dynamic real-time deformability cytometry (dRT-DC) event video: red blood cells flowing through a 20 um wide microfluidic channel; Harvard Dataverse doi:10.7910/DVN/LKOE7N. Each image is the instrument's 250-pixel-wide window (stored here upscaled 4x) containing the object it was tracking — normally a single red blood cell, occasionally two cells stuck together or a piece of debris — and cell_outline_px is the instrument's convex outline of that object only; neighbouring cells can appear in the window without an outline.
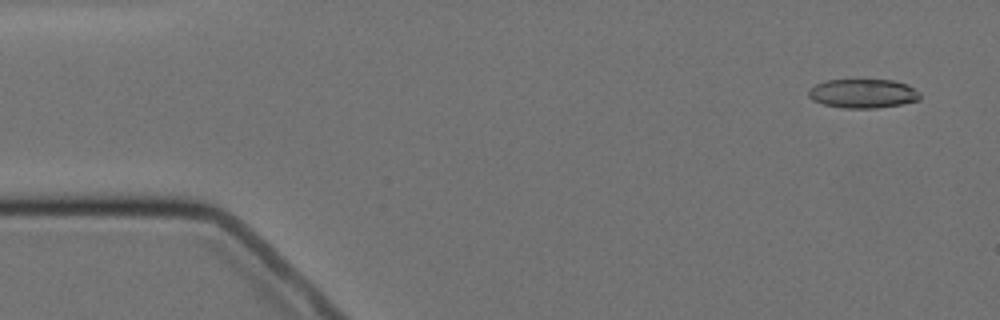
{"species": "Egyptian fruit bat (a non-hibernating species)", "species_latin": "Rousettus aegyptiacus", "temperature_condition": "cold", "stored_images_in_passage": 4, "camera_frame_rate_fps": 3000, "um_per_image_px": 0.085, "animal": {"sex": "female"}, "frame": {"image": 1, "passage_image": 1, "time_ms": 0.0, "image_size_px": [1000, 320], "cell_outline_px": [[920, 100], [900, 104], [876, 108], [844, 108], [824, 104], [812, 100], [808, 96], [808, 92], [816, 84], [828, 80], [892, 80], [908, 84], [920, 92]], "centroid_in_image_um": [73.38, 7.95], "position_along_channel_um": 11.6, "area_um2": 18.79}}
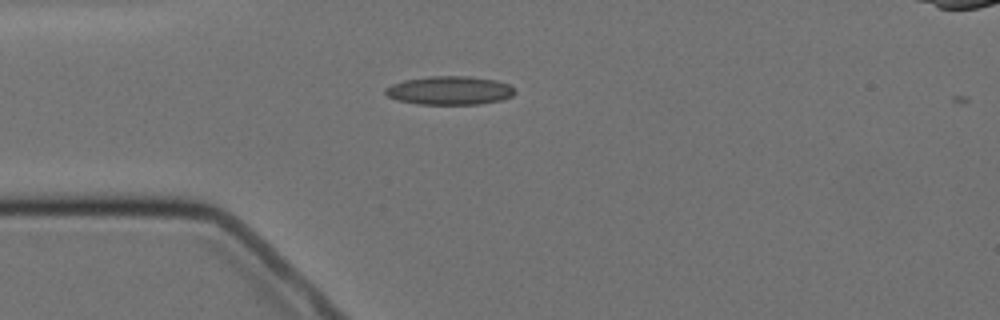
{"frame": {"image": 2, "passage_image": 4, "time_ms": 3.667, "image_size_px": [1000, 320], "cell_outline_px": [[516, 92], [512, 96], [500, 100], [480, 104], [416, 104], [396, 100], [388, 96], [384, 92], [384, 88], [392, 84], [404, 80], [428, 76], [468, 76], [496, 80], [508, 84]], "centroid_in_image_um": [38.18, 7.69], "position_along_channel_um": 46.8, "area_um2": 21.62}}